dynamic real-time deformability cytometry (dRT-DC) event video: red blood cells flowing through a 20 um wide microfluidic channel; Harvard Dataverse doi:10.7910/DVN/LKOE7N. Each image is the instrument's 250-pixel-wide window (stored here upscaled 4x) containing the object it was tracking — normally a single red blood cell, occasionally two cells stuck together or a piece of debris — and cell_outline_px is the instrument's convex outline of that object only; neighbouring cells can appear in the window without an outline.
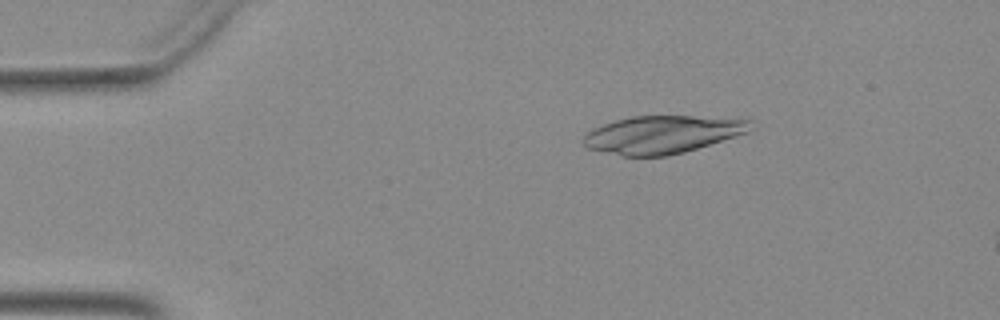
{"species": "Egyptian fruit bat (a non-hibernating species)", "species_latin": "Rousettus aegyptiacus", "temperature_condition": "warm", "stored_images_in_passage": 14, "camera_frame_rate_fps": 3000, "um_per_image_px": 0.085, "animal": {"sex": "female"}, "frame": {"image": 1, "passage_image": 8, "time_ms": 2.333, "image_size_px": [1000, 320], "cell_outline_px": [[756, 128], [748, 132], [684, 152], [664, 156], [624, 156], [588, 148], [580, 140], [592, 128], [616, 120], [632, 116], [692, 116], [752, 120]], "centroid_in_image_um": [56.31, 11.43], "position_along_channel_um": 28.7, "area_um2": 36.59}}